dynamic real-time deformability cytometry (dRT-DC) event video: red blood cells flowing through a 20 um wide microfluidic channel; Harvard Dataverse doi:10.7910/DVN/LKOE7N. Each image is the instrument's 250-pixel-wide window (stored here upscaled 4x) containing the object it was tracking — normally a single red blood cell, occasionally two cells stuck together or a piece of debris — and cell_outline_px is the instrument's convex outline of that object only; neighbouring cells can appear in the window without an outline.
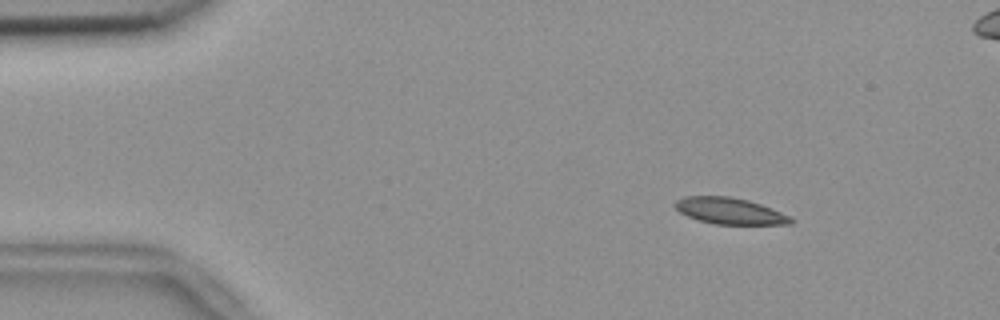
{"species": "common noctule bat (a hibernating species)", "species_latin": "Nyctalus noctula", "temperature_condition": "room temperature", "stored_images_in_passage": 57, "camera_frame_rate_fps": 3000, "um_per_image_px": 0.085, "animal": {"sex": "female", "body_mass_g": 18.4}, "frame": {"image": 1, "passage_image": 8, "time_ms": 2.333, "image_size_px": [1000, 320], "cell_outline_px": [[796, 220], [792, 224], [716, 224], [700, 220], [688, 216], [680, 212], [672, 204], [676, 200], [684, 196], [728, 196], [748, 200], [760, 204], [792, 216]], "centroid_in_image_um": [62.05, 17.93], "position_along_channel_um": 22.9, "area_um2": 17.8}}
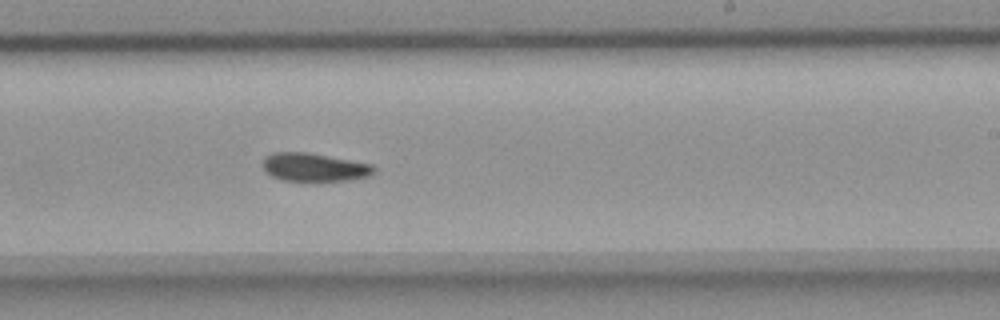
{"frame": {"image": 2, "passage_image": 34, "time_ms": 11.0, "image_size_px": [1000, 320], "cell_outline_px": [[376, 172], [368, 176], [352, 180], [284, 180], [272, 176], [264, 172], [264, 156], [272, 152], [308, 152], [372, 164], [376, 168]], "centroid_in_image_um": [26.72, 14.2], "position_along_channel_um": 262.3, "area_um2": 18.26}}
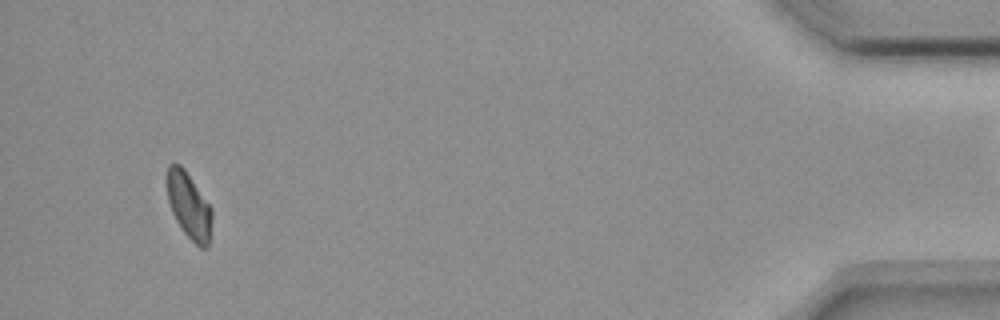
{"frame": {"image": 3, "passage_image": 53, "time_ms": 17.333, "image_size_px": [1000, 320], "cell_outline_px": [[212, 216], [208, 248], [200, 248], [184, 232], [176, 220], [172, 212], [168, 200], [164, 180], [168, 164], [180, 164], [184, 168], [212, 208]], "centroid_in_image_um": [16.02, 17.44], "position_along_channel_um": 419.2, "area_um2": 17.51}, "authors_computed_cell_mechanics": {"area_um2": 18.4382, "velocity_mm_per_s": 3.6548, "shape_relaxation_time_tau1_ms": 9.7887, "shape_relaxation_time_tau2_ms": null, "deformation_change_tau1": 0.1661, "deformation_change_tau2": null}}